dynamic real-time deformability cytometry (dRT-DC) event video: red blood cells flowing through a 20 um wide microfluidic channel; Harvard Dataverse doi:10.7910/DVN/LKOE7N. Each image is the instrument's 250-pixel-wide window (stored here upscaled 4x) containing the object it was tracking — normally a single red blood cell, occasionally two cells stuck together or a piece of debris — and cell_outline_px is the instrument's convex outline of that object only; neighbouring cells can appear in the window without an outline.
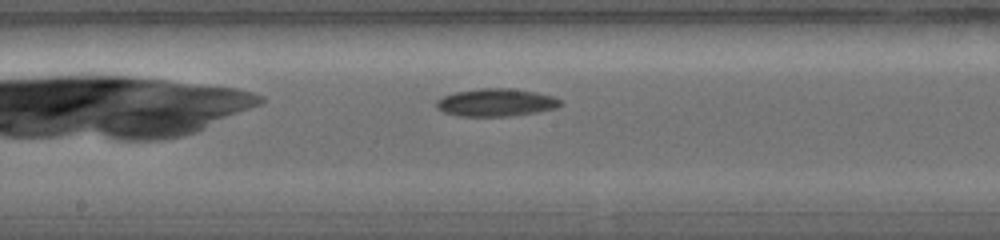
{"species": "common noctule bat (a hibernating species)", "species_latin": "Nyctalus noctula", "temperature_condition": "warm", "stored_images_in_passage": 19, "camera_frame_rate_fps": 5000, "um_per_image_px": 0.085, "animal": {"sex": "female", "body_mass_g": 19.0, "forearm_length_mm": 56.7}, "frame": {"image": 1, "passage_image": 9, "time_ms": 3.4, "image_size_px": [1000, 240], "cell_outline_px": [[560, 104], [556, 108], [536, 112], [508, 116], [456, 116], [444, 112], [436, 108], [436, 100], [444, 96], [456, 92], [484, 88], [508, 88], [536, 92], [552, 96], [560, 100]], "centroid_in_image_um": [42.12, 8.72], "position_along_channel_um": 206.1, "area_um2": 19.83}}
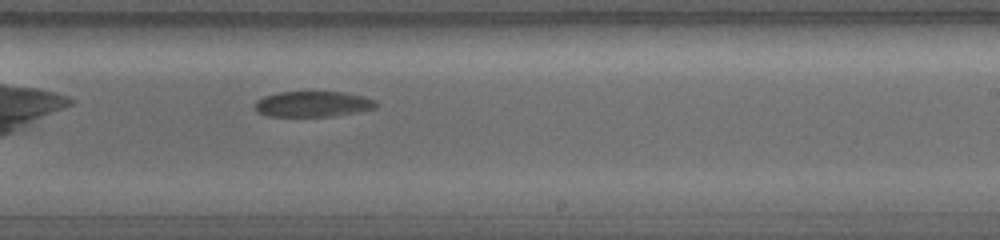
{"frame": {"image": 2, "passage_image": 11, "time_ms": 4.4, "image_size_px": [1000, 240], "cell_outline_px": [[376, 108], [332, 116], [268, 116], [256, 112], [256, 100], [264, 96], [280, 92], [344, 92], [360, 96], [372, 100], [376, 104]], "centroid_in_image_um": [26.53, 8.84], "position_along_channel_um": 262.5, "area_um2": 17.74}}